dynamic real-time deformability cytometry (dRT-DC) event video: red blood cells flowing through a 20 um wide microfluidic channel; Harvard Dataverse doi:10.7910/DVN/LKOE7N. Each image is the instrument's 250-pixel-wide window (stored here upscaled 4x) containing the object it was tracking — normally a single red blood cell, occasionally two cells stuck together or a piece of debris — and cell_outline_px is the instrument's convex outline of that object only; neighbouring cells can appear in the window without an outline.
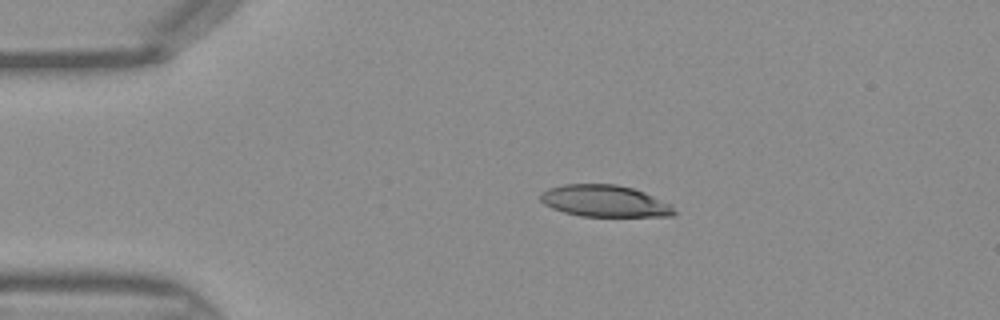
{"species": "Egyptian fruit bat (a non-hibernating species)", "species_latin": "Rousettus aegyptiacus", "temperature_condition": "warm", "stored_images_in_passage": 44, "camera_frame_rate_fps": 3000, "um_per_image_px": 0.085, "frame": {"image": 1, "passage_image": 8, "time_ms": 2.333, "image_size_px": [1000, 320], "cell_outline_px": [[680, 212], [672, 216], [580, 216], [564, 212], [552, 208], [544, 204], [540, 200], [540, 192], [548, 188], [564, 184], [616, 184], [632, 188], [644, 192], [672, 204]], "centroid_in_image_um": [51.43, 17.09], "position_along_channel_um": 33.6, "area_um2": 24.97}}
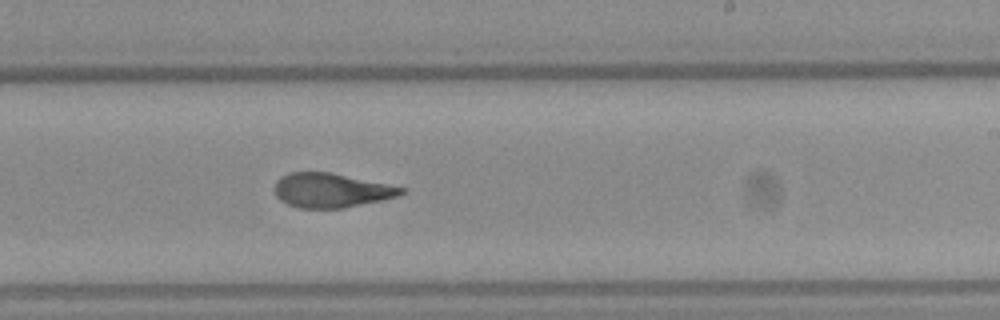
{"frame": {"image": 2, "passage_image": 26, "time_ms": 8.333, "image_size_px": [1000, 320], "cell_outline_px": [[408, 192], [396, 196], [380, 200], [344, 208], [300, 208], [288, 204], [280, 200], [276, 196], [276, 180], [280, 176], [288, 172], [332, 172], [408, 188]], "centroid_in_image_um": [28.18, 16.16], "position_along_channel_um": 260.8, "area_um2": 25.43}}
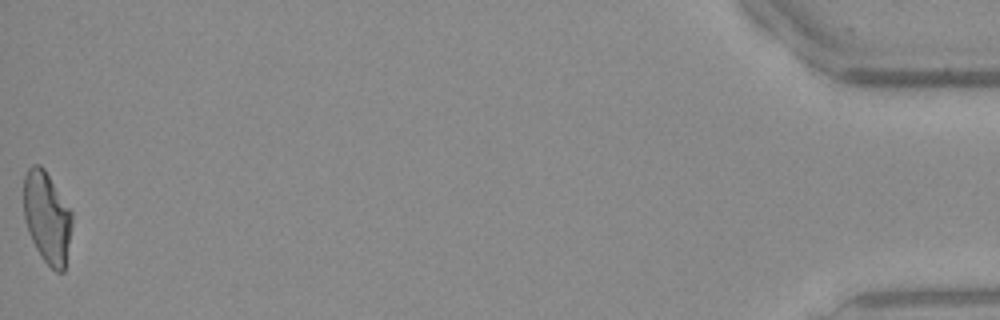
{"frame": {"image": 3, "passage_image": 44, "time_ms": 14.333, "image_size_px": [1000, 320], "cell_outline_px": [[72, 224], [64, 272], [56, 272], [40, 256], [28, 232], [24, 220], [24, 176], [28, 168], [32, 164], [40, 164], [44, 168], [72, 212]], "centroid_in_image_um": [3.99, 18.47], "position_along_channel_um": 431.2, "area_um2": 25.78}}